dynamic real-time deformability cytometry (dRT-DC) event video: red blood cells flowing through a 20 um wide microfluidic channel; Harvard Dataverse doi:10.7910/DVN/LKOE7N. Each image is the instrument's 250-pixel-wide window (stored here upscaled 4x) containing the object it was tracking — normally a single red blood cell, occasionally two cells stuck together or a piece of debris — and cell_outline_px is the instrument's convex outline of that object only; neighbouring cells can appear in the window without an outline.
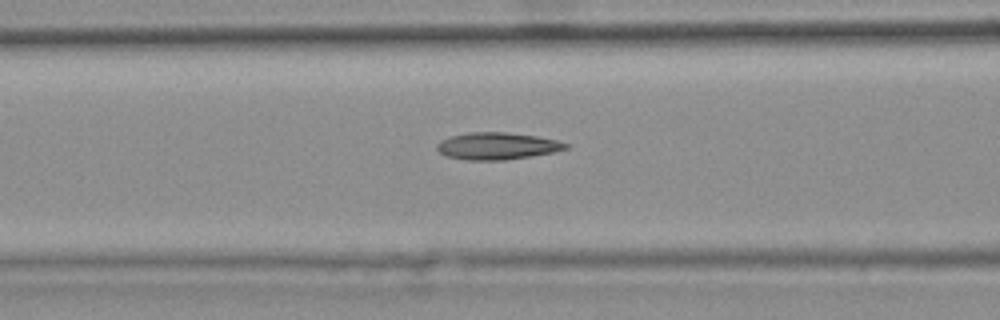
{"species": "common noctule bat (a hibernating species)", "species_latin": "Nyctalus noctula", "temperature_condition": "warm", "stored_images_in_passage": 6, "camera_frame_rate_fps": 3000, "um_per_image_px": 0.085, "animal": {"sex": "female", "body_mass_g": 25.1}, "frame": {"image": 1, "passage_image": 6, "time_ms": 1.667, "image_size_px": [1000, 320], "cell_outline_px": [[568, 148], [552, 152], [532, 156], [504, 160], [468, 160], [448, 156], [440, 152], [436, 148], [436, 144], [440, 140], [448, 136], [468, 132], [508, 132], [536, 136], [556, 140], [568, 144]], "centroid_in_image_um": [42.22, 12.4], "position_along_channel_um": 124.4, "area_um2": 20.29}}